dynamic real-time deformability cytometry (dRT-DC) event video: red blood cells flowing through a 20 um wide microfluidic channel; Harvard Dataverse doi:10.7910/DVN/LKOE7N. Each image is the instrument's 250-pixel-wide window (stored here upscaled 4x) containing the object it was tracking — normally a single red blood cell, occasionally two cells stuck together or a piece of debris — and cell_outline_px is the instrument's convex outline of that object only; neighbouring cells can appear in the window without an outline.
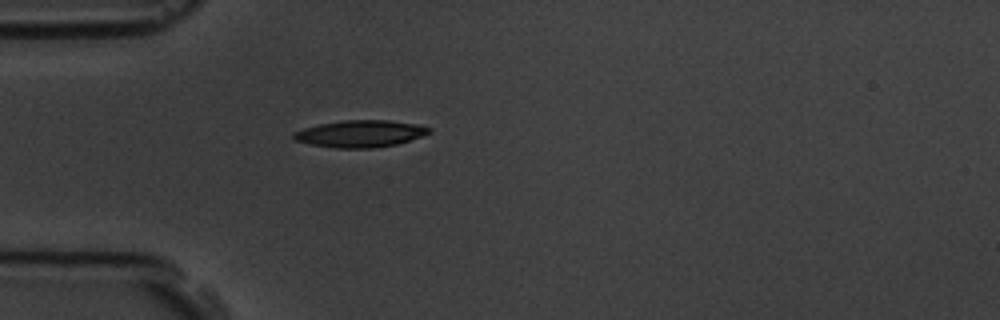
{"species": "common noctule bat (a hibernating species)", "species_latin": "Nyctalus noctula", "temperature_condition": "room temperature", "stored_images_in_passage": 1, "camera_frame_rate_fps": 3000, "um_per_image_px": 0.085, "animal": {"sex": "male", "body_mass_g": 19.5, "forearm_length_mm": 54.6}, "frame": {"image": 1, "passage_image": 1, "time_ms": 0.0, "image_size_px": [1000, 320], "cell_outline_px": [[432, 132], [396, 144], [372, 148], [336, 148], [312, 144], [296, 140], [292, 136], [292, 132], [304, 128], [320, 124], [344, 120], [388, 120], [416, 124], [432, 128]], "centroid_in_image_um": [30.62, 11.36], "position_along_channel_um": 54.4, "area_um2": 21.04}}